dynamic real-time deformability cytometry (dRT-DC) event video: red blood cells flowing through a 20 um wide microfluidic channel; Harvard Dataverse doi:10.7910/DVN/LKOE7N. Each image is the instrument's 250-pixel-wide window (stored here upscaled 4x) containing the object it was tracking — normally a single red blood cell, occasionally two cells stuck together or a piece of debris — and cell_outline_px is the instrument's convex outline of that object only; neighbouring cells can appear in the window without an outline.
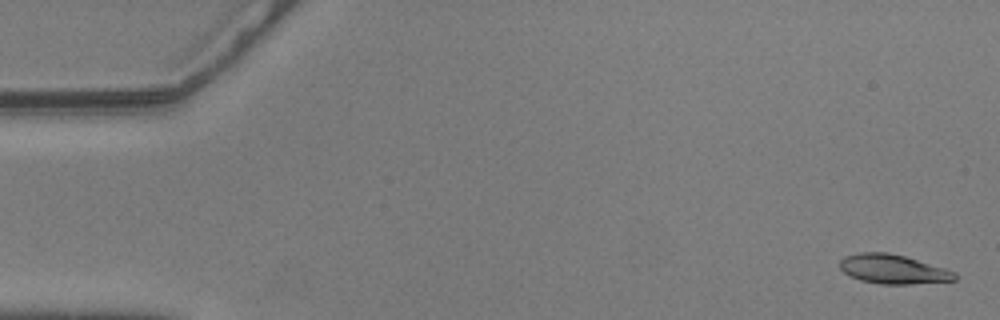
{"species": "common noctule bat (a hibernating species)", "species_latin": "Nyctalus noctula", "temperature_condition": "warm", "stored_images_in_passage": 57, "camera_frame_rate_fps": 3000, "um_per_image_px": 0.085, "animal": {"sex": "male", "body_mass_g": 20.5, "forearm_length_mm": 52.5}, "frame": {"image": 1, "passage_image": 2, "time_ms": 0.333, "image_size_px": [1000, 320], "cell_outline_px": [[956, 280], [912, 284], [880, 284], [860, 280], [848, 276], [840, 268], [840, 260], [844, 256], [860, 252], [888, 252], [904, 256], [944, 268], [956, 272]], "centroid_in_image_um": [75.88, 22.88], "position_along_channel_um": 9.1, "area_um2": 19.59}}
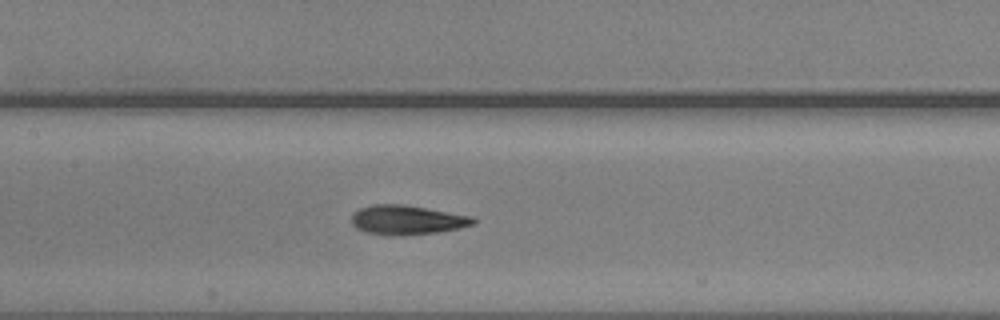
{"frame": {"image": 2, "passage_image": 27, "time_ms": 8.667, "image_size_px": [1000, 320], "cell_outline_px": [[476, 224], [460, 228], [436, 232], [364, 232], [356, 228], [352, 224], [352, 216], [360, 208], [372, 204], [404, 204], [472, 216], [476, 220]], "centroid_in_image_um": [34.64, 18.63], "position_along_channel_um": 172.8, "area_um2": 19.77}}
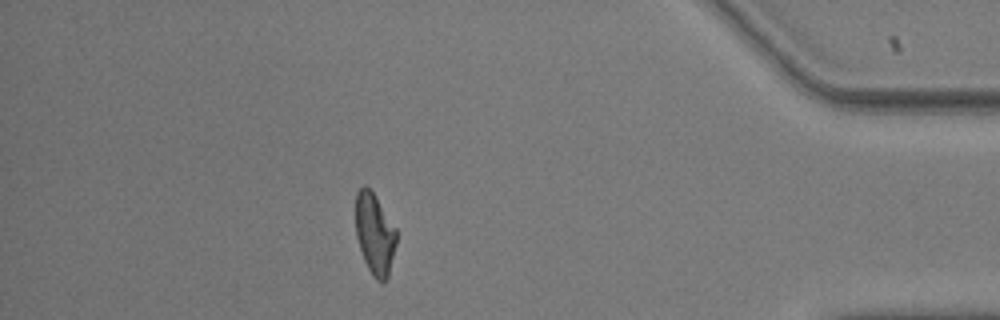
{"frame": {"image": 3, "passage_image": 50, "time_ms": 16.333, "image_size_px": [1000, 320], "cell_outline_px": [[396, 244], [388, 276], [384, 284], [376, 280], [372, 276], [364, 260], [356, 236], [356, 192], [364, 184], [376, 196], [396, 228]], "centroid_in_image_um": [31.85, 19.9], "position_along_channel_um": 403.3, "area_um2": 19.31}, "authors_computed_cell_mechanics": {"area_um2": 19.941, "velocity_mm_per_s": 3.5805, "shape_relaxation_time_tau1_ms": 5.3163, "shape_relaxation_time_tau2_ms": 1.5136, "deformation_change_tau1": 0.2074, "deformation_change_tau2": 0.0927}}